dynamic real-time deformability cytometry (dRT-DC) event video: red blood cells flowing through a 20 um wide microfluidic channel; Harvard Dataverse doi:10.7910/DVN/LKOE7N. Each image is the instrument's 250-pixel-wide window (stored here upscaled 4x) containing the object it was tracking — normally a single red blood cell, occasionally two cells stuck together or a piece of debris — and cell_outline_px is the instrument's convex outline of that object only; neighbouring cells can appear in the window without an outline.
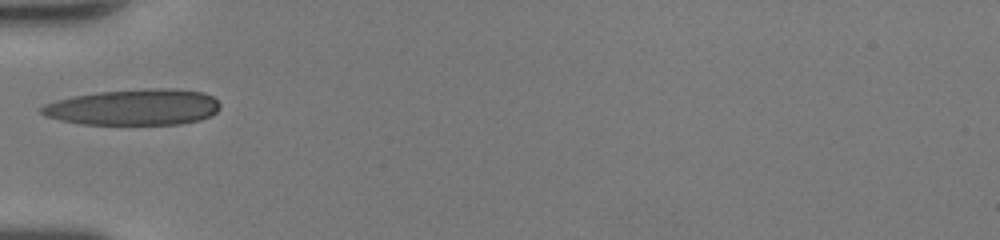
{"species": "human", "species_latin": "Homo sapiens", "temperature_condition": "room temperature", "stored_images_in_passage": 33, "camera_frame_rate_fps": 3000, "um_per_image_px": 0.085, "donor": {"sex": "female"}, "frame": {"image": 1, "passage_image": 1, "time_ms": 0.0, "image_size_px": [1000, 240], "cell_outline_px": [[220, 108], [216, 112], [200, 120], [180, 124], [80, 124], [60, 120], [44, 116], [40, 112], [40, 108], [44, 104], [56, 100], [76, 96], [100, 92], [148, 88], [176, 88], [204, 92], [212, 96], [220, 104]], "centroid_in_image_um": [11.39, 9.11], "position_along_channel_um": 73.6, "area_um2": 37.57}}
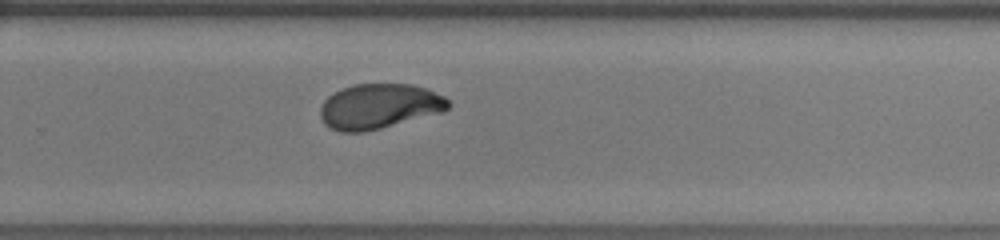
{"frame": {"image": 2, "passage_image": 17, "time_ms": 5.333, "image_size_px": [1000, 240], "cell_outline_px": [[452, 104], [444, 112], [364, 132], [340, 132], [324, 124], [320, 116], [320, 108], [324, 100], [328, 96], [344, 88], [356, 84], [412, 84], [428, 88], [444, 96]], "centroid_in_image_um": [32.26, 9.03], "position_along_channel_um": 297.5, "area_um2": 33.64}}
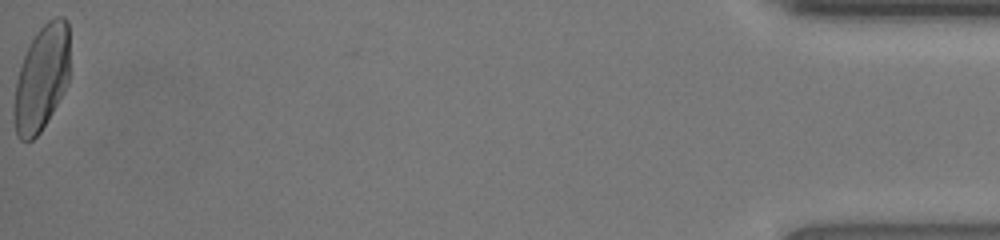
{"frame": {"image": 3, "passage_image": 33, "time_ms": 10.667, "image_size_px": [1000, 240], "cell_outline_px": [[68, 84], [64, 92], [40, 132], [32, 140], [20, 140], [16, 136], [12, 112], [16, 80], [24, 56], [36, 32], [48, 20], [56, 16], [64, 16], [68, 20]], "centroid_in_image_um": [3.52, 6.66], "position_along_channel_um": 431.7, "area_um2": 34.28}, "authors_computed_cell_mechanics": {"area_um2": 34.102, "velocity_mm_per_s": 4.2182, "shape_relaxation_time_tau1_ms": 4.6043, "shape_relaxation_time_tau2_ms": 0.8518, "deformation_change_tau1": 0.2028, "deformation_change_tau2": 0.0554}}